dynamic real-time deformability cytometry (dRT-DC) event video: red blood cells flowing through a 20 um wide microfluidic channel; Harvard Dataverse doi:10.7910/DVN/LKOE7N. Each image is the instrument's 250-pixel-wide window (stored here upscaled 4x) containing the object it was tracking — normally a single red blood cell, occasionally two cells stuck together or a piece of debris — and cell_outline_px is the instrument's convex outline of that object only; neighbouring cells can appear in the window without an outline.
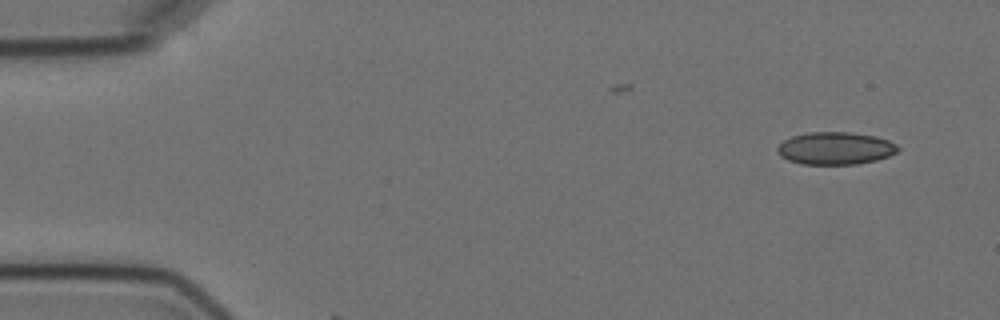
{"species": "Egyptian fruit bat (a non-hibernating species)", "species_latin": "Rousettus aegyptiacus", "temperature_condition": "cold", "stored_images_in_passage": 2, "camera_frame_rate_fps": 3000, "um_per_image_px": 0.085, "animal": {"sex": "female"}, "frame": {"image": 1, "passage_image": 1, "time_ms": 0.0, "image_size_px": [1000, 320], "cell_outline_px": [[900, 148], [896, 152], [888, 156], [876, 160], [856, 164], [800, 164], [788, 160], [780, 156], [776, 152], [776, 148], [784, 140], [792, 136], [808, 132], [848, 132], [876, 136], [888, 140], [896, 144]], "centroid_in_image_um": [70.98, 12.6], "position_along_channel_um": 14.0, "area_um2": 22.89}}